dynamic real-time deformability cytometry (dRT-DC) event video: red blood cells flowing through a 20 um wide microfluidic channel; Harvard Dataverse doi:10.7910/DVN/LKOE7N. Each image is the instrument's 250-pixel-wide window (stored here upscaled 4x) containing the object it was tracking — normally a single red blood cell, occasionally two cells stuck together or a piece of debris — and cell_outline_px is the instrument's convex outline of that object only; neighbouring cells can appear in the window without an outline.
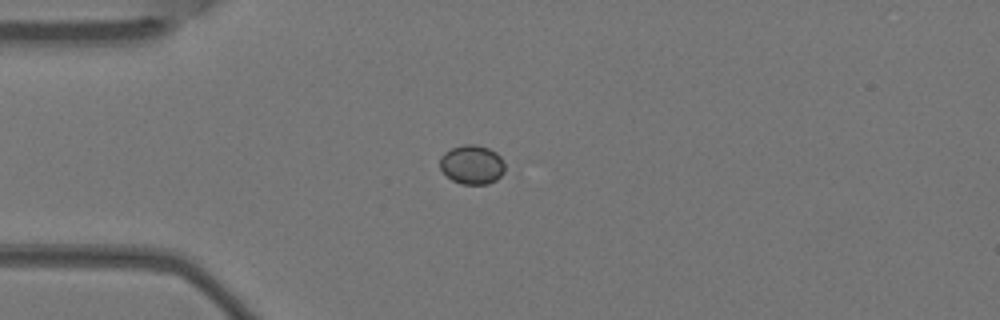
{"species": "Egyptian fruit bat (a non-hibernating species)", "species_latin": "Rousettus aegyptiacus", "temperature_condition": "warm", "stored_images_in_passage": 4, "camera_frame_rate_fps": 3000, "um_per_image_px": 0.085, "animal": {"sex": "female"}, "frame": {"image": 1, "passage_image": 2, "time_ms": 0.333, "image_size_px": [1000, 320], "cell_outline_px": [[504, 172], [496, 180], [488, 184], [460, 184], [452, 180], [440, 168], [440, 156], [444, 152], [452, 148], [464, 144], [476, 144], [488, 148], [496, 152], [500, 156], [504, 164]], "centroid_in_image_um": [40.12, 13.99], "position_along_channel_um": 44.9, "area_um2": 14.85}}
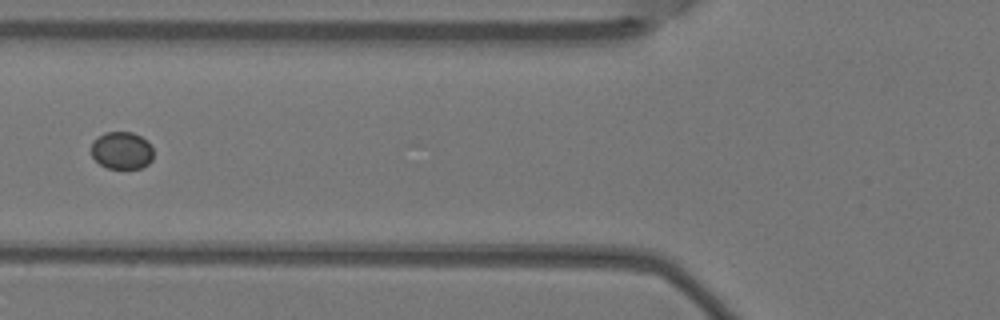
{"frame": {"image": 2, "passage_image": 4, "time_ms": 1.0, "image_size_px": [1000, 320], "cell_outline_px": [[152, 160], [148, 164], [140, 168], [108, 168], [100, 164], [92, 156], [92, 144], [104, 132], [132, 132], [140, 136], [152, 148]], "centroid_in_image_um": [10.35, 12.8], "position_along_channel_um": 115.5, "area_um2": 13.24}}